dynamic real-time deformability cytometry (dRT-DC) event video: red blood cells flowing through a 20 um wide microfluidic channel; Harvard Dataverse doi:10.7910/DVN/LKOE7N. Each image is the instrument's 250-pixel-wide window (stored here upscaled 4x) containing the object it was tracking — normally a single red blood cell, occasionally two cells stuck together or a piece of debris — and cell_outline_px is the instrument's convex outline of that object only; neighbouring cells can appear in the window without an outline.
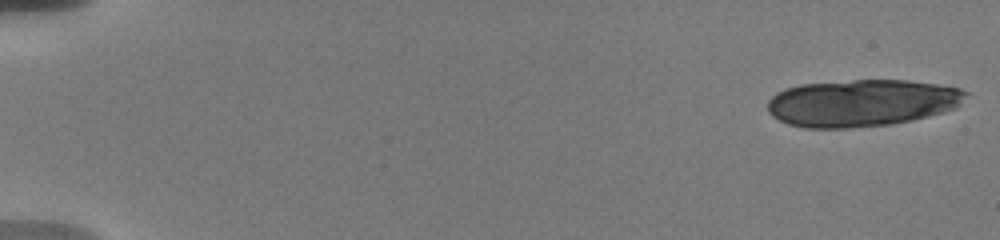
{"species": "human", "species_latin": "Homo sapiens", "temperature_condition": "warm", "stored_images_in_passage": 16, "camera_frame_rate_fps": 3000, "um_per_image_px": 0.085, "donor": {"sex": "male"}, "frame": {"image": 1, "passage_image": 1, "time_ms": 0.0, "image_size_px": [1000, 240], "cell_outline_px": [[968, 92], [956, 108], [944, 112], [912, 120], [892, 124], [848, 128], [804, 128], [788, 124], [772, 116], [768, 112], [768, 100], [776, 92], [800, 84], [852, 80], [908, 80], [936, 84], [960, 88]], "centroid_in_image_um": [73.23, 8.75], "position_along_channel_um": 11.8, "area_um2": 54.45}}